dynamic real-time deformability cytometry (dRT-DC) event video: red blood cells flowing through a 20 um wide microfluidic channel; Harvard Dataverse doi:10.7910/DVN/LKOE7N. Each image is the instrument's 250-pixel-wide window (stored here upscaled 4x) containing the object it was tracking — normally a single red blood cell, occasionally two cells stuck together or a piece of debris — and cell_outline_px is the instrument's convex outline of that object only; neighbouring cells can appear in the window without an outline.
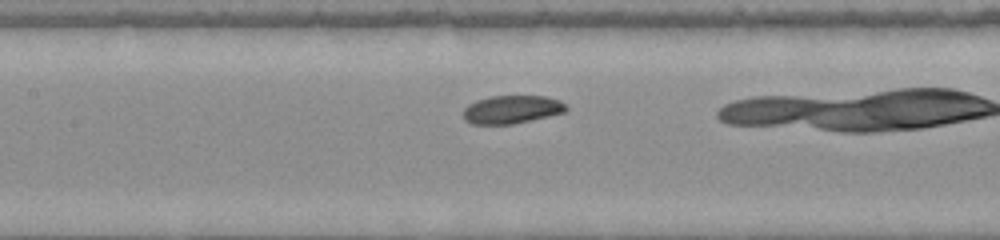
{"species": "common noctule bat (a hibernating species)", "species_latin": "Nyctalus noctula", "temperature_condition": "warm", "stored_images_in_passage": 11, "segment_of_instrument_passage": [2, 2], "camera_frame_rate_fps": 3000, "um_per_image_px": 0.085, "animal": {"sex": "female", "body_mass_g": 22.0, "forearm_length_mm": 56.7}, "frame": {"image": 1, "passage_image": 5, "time_ms": 1.333, "image_size_px": [1000, 240], "cell_outline_px": [[564, 108], [556, 112], [520, 120], [472, 120], [468, 116], [468, 112], [472, 108], [488, 100], [548, 100], [560, 104]], "centroid_in_image_um": [43.59, 9.32], "position_along_channel_um": 163.8, "area_um2": 11.1}}